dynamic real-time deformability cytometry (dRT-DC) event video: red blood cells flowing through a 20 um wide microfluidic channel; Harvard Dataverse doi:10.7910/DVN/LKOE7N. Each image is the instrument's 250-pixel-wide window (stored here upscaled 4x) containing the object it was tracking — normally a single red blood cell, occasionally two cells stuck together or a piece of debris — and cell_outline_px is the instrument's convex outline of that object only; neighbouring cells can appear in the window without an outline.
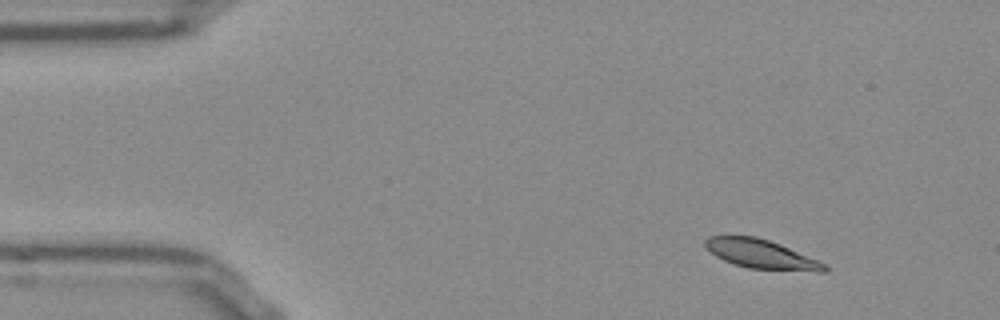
{"species": "Egyptian fruit bat (a non-hibernating species)", "species_latin": "Rousettus aegyptiacus", "temperature_condition": "room temperature", "stored_images_in_passage": 48, "camera_frame_rate_fps": 3000, "um_per_image_px": 0.085, "frame": {"image": 1, "passage_image": 1, "time_ms": 0.0, "image_size_px": [1000, 320], "cell_outline_px": [[828, 272], [816, 272], [748, 268], [724, 260], [716, 256], [704, 248], [704, 240], [708, 236], [756, 236], [780, 244], [828, 264]], "centroid_in_image_um": [64.73, 21.61], "position_along_channel_um": 20.3, "area_um2": 20.35}}
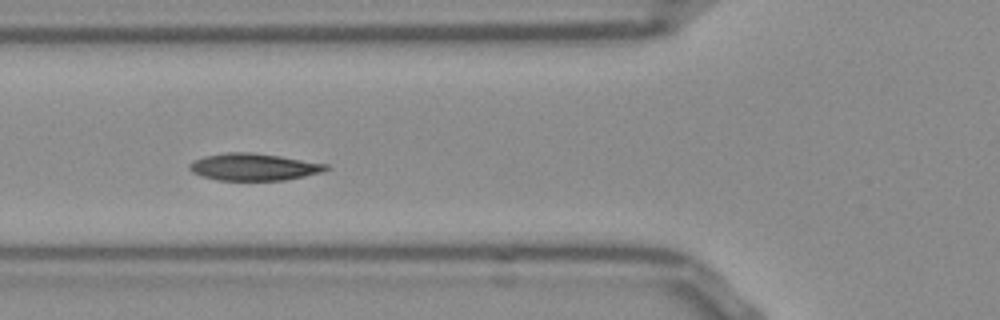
{"frame": {"image": 2, "passage_image": 14, "time_ms": 4.333, "image_size_px": [1000, 320], "cell_outline_px": [[328, 168], [320, 172], [304, 176], [284, 180], [216, 180], [200, 176], [192, 172], [188, 168], [188, 164], [192, 160], [204, 156], [224, 152], [248, 152], [280, 156], [328, 164]], "centroid_in_image_um": [21.48, 14.18], "position_along_channel_um": 104.3, "area_um2": 21.56}}
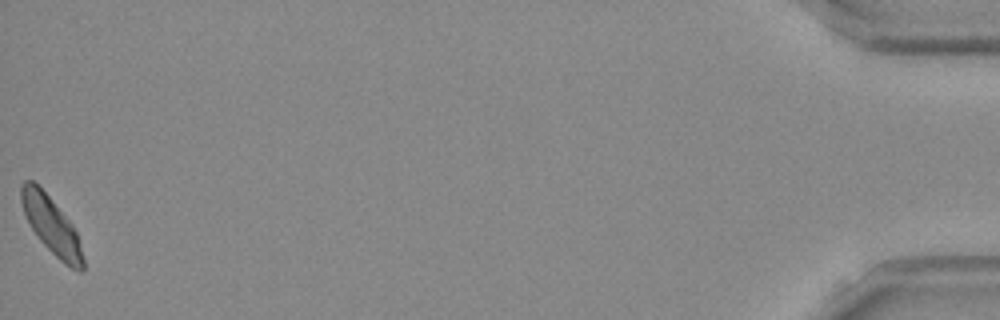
{"frame": {"image": 3, "passage_image": 48, "time_ms": 15.667, "image_size_px": [1000, 320], "cell_outline_px": [[84, 268], [80, 272], [64, 264], [40, 240], [32, 228], [24, 212], [20, 200], [20, 184], [24, 180], [32, 180], [52, 200], [72, 224], [76, 232], [84, 260]], "centroid_in_image_um": [4.36, 19.15], "position_along_channel_um": 430.8, "area_um2": 20.11}, "authors_computed_cell_mechanics": {"area_um2": 21.2415, "velocity_mm_per_s": 3.7886, "shape_relaxation_time_tau1_ms": 6.8622, "shape_relaxation_time_tau2_ms": null, "deformation_change_tau1": 0.1409, "deformation_change_tau2": null}}